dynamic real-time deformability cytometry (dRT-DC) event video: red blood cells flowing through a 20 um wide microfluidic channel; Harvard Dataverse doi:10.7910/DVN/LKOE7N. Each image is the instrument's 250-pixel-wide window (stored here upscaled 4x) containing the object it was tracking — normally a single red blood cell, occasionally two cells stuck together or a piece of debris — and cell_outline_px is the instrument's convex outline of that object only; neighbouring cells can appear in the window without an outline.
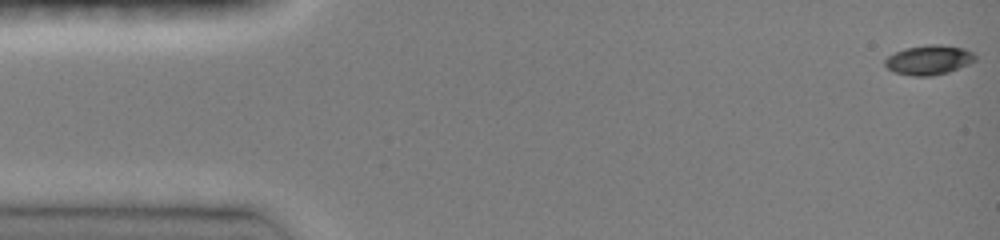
{"species": "common noctule bat (a hibernating species)", "species_latin": "Nyctalus noctula", "temperature_condition": "room temperature", "stored_images_in_passage": 47, "camera_frame_rate_fps": 3000, "um_per_image_px": 0.085, "animal": {"sex": "female", "body_mass_g": 19.0, "forearm_length_mm": 51.5}, "frame": {"image": 1, "passage_image": 1, "time_ms": 0.0, "image_size_px": [1000, 240], "cell_outline_px": [[976, 60], [968, 64], [948, 72], [928, 76], [912, 76], [896, 72], [888, 68], [884, 64], [884, 60], [888, 56], [904, 48], [928, 44], [940, 44], [964, 48], [972, 52], [976, 56]], "centroid_in_image_um": [78.95, 5.08], "position_along_channel_um": 6.0, "area_um2": 15.49}}
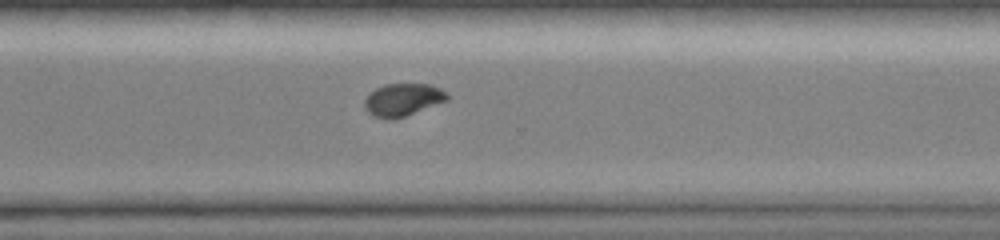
{"frame": {"image": 2, "passage_image": 34, "time_ms": 11.0, "image_size_px": [1000, 240], "cell_outline_px": [[448, 100], [404, 116], [392, 120], [388, 120], [372, 116], [364, 108], [364, 100], [376, 88], [384, 84], [428, 84], [440, 88], [448, 96]], "centroid_in_image_um": [34.2, 8.49], "position_along_channel_um": 336.4, "area_um2": 15.55}}
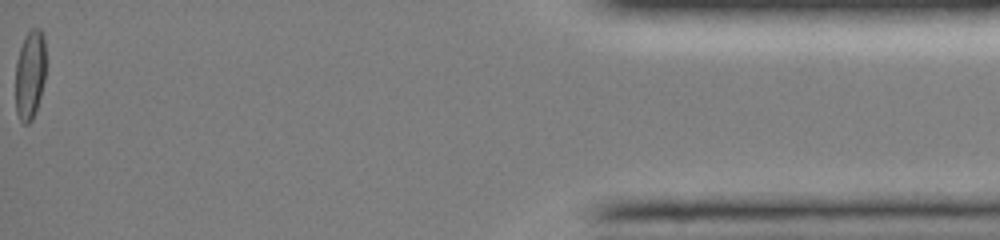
{"frame": {"image": 3, "passage_image": 47, "time_ms": 15.333, "image_size_px": [1000, 240], "cell_outline_px": [[44, 80], [40, 96], [32, 120], [28, 124], [24, 124], [20, 120], [16, 112], [16, 60], [24, 36], [28, 28], [40, 28], [44, 36]], "centroid_in_image_um": [2.53, 6.3], "position_along_channel_um": 432.7, "area_um2": 15.72}, "authors_computed_cell_mechanics": {"area_um2": 15.8372, "velocity_mm_per_s": 4.1509, "shape_relaxation_time_tau1_ms": 5.8109, "shape_relaxation_time_tau2_ms": 3.9698, "deformation_change_tau1": 0.1664, "deformation_change_tau2": 0.0404}}